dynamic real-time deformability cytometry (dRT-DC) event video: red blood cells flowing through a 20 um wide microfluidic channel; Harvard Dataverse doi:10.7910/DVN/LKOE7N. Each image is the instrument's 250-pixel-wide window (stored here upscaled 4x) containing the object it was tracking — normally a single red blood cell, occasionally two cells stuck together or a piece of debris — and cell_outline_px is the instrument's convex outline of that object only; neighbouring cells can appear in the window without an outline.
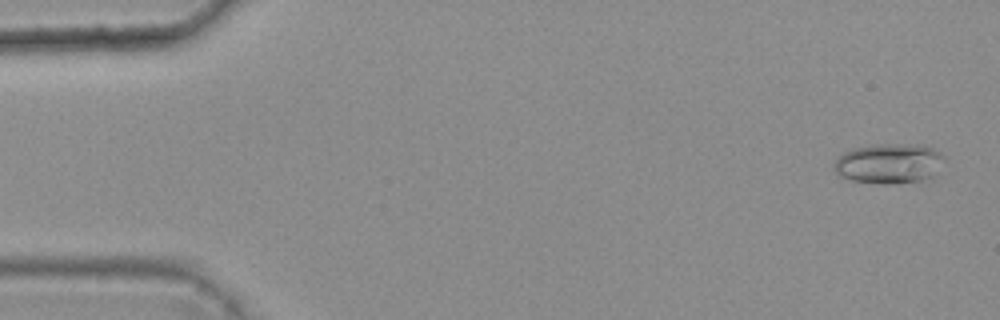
{"species": "common noctule bat (a hibernating species)", "species_latin": "Nyctalus noctula", "temperature_condition": "warm", "stored_images_in_passage": 4, "camera_frame_rate_fps": 3000, "um_per_image_px": 0.085, "animal": {"sex": "female", "body_mass_g": 25.1}, "frame": {"image": 1, "passage_image": 1, "time_ms": 0.0, "image_size_px": [1000, 320], "cell_outline_px": [[944, 160], [936, 176], [924, 180], [892, 184], [884, 184], [852, 180], [836, 176], [832, 168], [836, 160], [844, 152], [852, 148], [876, 144], [924, 144], [932, 148], [944, 156]], "centroid_in_image_um": [75.57, 13.9], "position_along_channel_um": 9.4, "area_um2": 26.18}}